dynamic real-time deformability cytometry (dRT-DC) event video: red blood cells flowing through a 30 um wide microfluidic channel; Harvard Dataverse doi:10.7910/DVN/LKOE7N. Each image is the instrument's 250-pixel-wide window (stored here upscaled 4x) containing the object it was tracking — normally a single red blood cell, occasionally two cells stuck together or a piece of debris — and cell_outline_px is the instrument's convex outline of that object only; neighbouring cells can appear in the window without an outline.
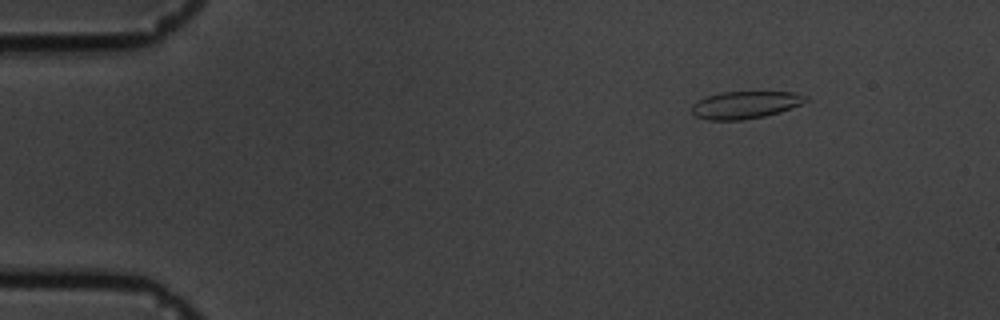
{"species": "common noctule bat (a hibernating species)", "species_latin": "Nyctalus noctula", "temperature_condition": "cold", "stored_images_in_passage": 54, "camera_frame_rate_fps": 3000, "um_per_image_px": 0.085, "animal": {"sex": "male", "body_mass_g": 19.5, "forearm_length_mm": 54.6}, "frame": {"image": 1, "passage_image": 2, "time_ms": 0.333, "image_size_px": [1000, 320], "cell_outline_px": [[808, 100], [792, 108], [780, 112], [764, 116], [740, 120], [708, 120], [696, 116], [692, 112], [692, 104], [708, 96], [720, 92], [796, 92], [808, 96]], "centroid_in_image_um": [63.37, 8.91], "position_along_channel_um": 21.6, "area_um2": 18.09}}
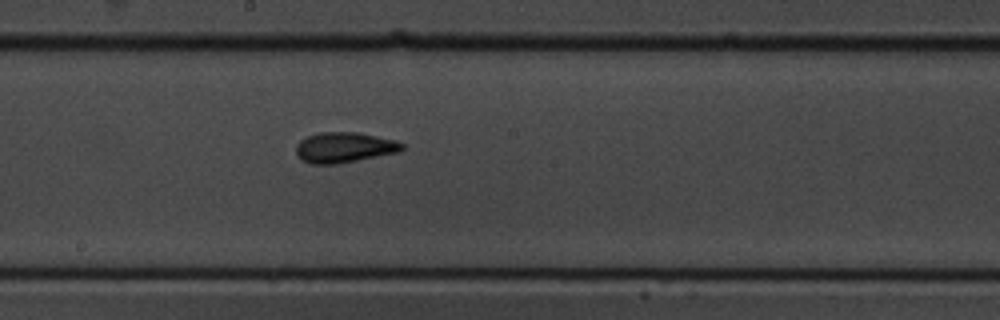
{"frame": {"image": 2, "passage_image": 27, "time_ms": 8.667, "image_size_px": [1000, 320], "cell_outline_px": [[404, 148], [400, 152], [336, 164], [312, 164], [300, 160], [296, 156], [296, 144], [300, 140], [308, 136], [320, 132], [356, 132], [396, 140], [404, 144]], "centroid_in_image_um": [29.24, 12.54], "position_along_channel_um": 219.0, "area_um2": 18.9}}
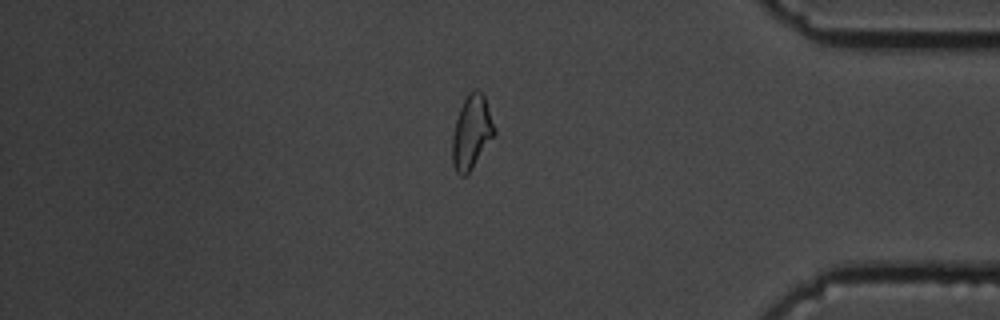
{"frame": {"image": 3, "passage_image": 45, "time_ms": 14.667, "image_size_px": [1000, 320], "cell_outline_px": [[496, 132], [472, 168], [464, 176], [460, 176], [456, 172], [452, 164], [452, 136], [456, 120], [460, 108], [468, 92], [472, 88], [476, 88], [484, 96], [496, 128]], "centroid_in_image_um": [40.08, 11.22], "position_along_channel_um": 395.1, "area_um2": 17.98}, "authors_computed_cell_mechanics": {"area_um2": 18.207, "velocity_mm_per_s": 3.3748, "shape_relaxation_time_tau1_ms": 5.1197, "shape_relaxation_time_tau2_ms": 4.5353, "deformation_change_tau1": 0.1456, "deformation_change_tau2": 0.1}}